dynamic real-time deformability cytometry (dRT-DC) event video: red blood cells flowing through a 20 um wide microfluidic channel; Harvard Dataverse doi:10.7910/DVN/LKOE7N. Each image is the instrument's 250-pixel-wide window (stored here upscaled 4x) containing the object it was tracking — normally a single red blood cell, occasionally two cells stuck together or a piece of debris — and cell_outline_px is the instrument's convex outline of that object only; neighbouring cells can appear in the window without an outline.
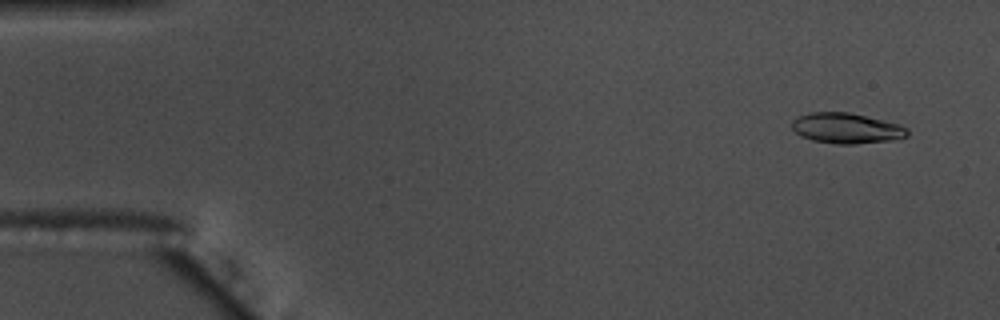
{"species": "common noctule bat (a hibernating species)", "species_latin": "Nyctalus noctula", "temperature_condition": "warm", "stored_images_in_passage": 57, "camera_frame_rate_fps": 3000, "um_per_image_px": 0.085, "animal": {"sex": "male", "body_mass_g": 17.5, "forearm_length_mm": 52.3}, "frame": {"image": 1, "passage_image": 4, "time_ms": 1.0, "image_size_px": [1000, 320], "cell_outline_px": [[908, 136], [900, 140], [856, 144], [840, 144], [812, 140], [800, 136], [792, 128], [792, 120], [796, 116], [812, 112], [848, 112], [884, 120], [900, 124], [908, 128]], "centroid_in_image_um": [71.99, 10.91], "position_along_channel_um": 13.0, "area_um2": 20.81}}
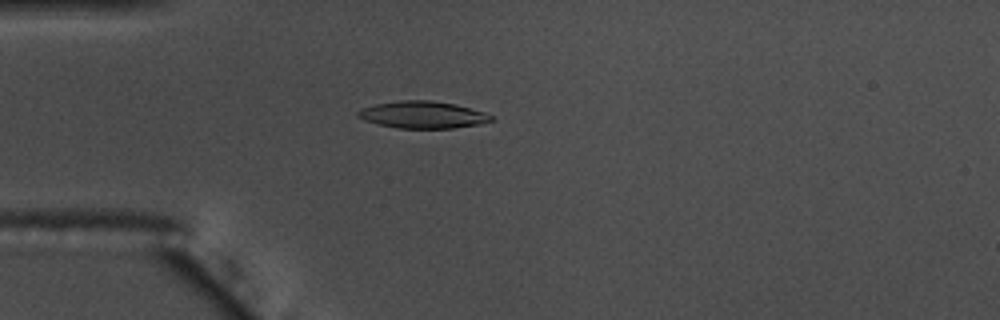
{"frame": {"image": 2, "passage_image": 16, "time_ms": 5.0, "image_size_px": [1000, 320], "cell_outline_px": [[496, 120], [480, 124], [452, 128], [396, 128], [364, 120], [356, 116], [356, 112], [360, 108], [376, 104], [404, 100], [432, 100], [456, 104], [484, 112], [492, 116]], "centroid_in_image_um": [35.94, 9.75], "position_along_channel_um": 49.1, "area_um2": 21.04}}
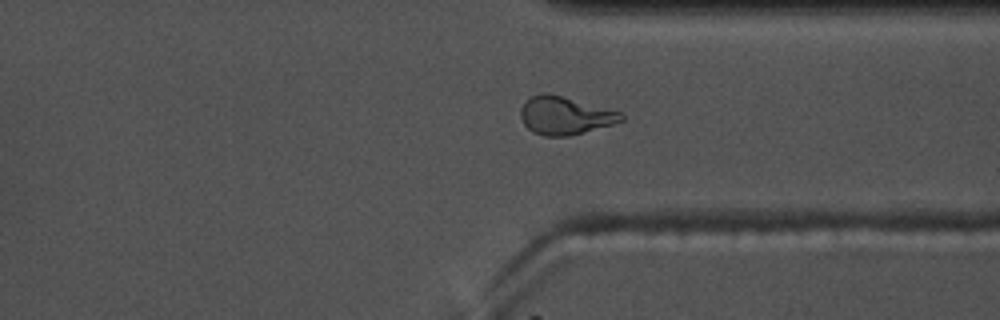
{"frame": {"image": 3, "passage_image": 43, "time_ms": 14.0, "image_size_px": [1000, 320], "cell_outline_px": [[624, 120], [612, 124], [584, 132], [568, 136], [544, 136], [532, 132], [524, 124], [520, 116], [520, 112], [524, 104], [532, 96], [544, 92], [560, 96], [620, 112], [624, 116]], "centroid_in_image_um": [48.0, 9.84], "position_along_channel_um": 363.4, "area_um2": 21.73}, "authors_computed_cell_mechanics": {"area_um2": 20.8658, "velocity_mm_per_s": 3.6444, "shape_relaxation_time_tau1_ms": 3.5169, "shape_relaxation_time_tau2_ms": 2.1501, "deformation_change_tau1": 0.1683, "deformation_change_tau2": 0.0955}}